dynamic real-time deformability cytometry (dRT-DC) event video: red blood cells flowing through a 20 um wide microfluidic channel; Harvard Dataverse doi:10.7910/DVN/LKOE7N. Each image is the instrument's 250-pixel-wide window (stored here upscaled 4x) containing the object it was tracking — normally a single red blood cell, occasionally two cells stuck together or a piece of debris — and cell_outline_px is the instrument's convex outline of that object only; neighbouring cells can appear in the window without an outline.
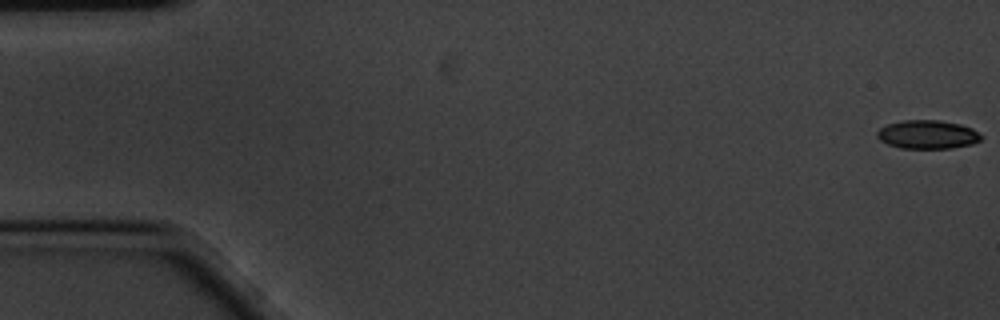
{"species": "common noctule bat (a hibernating species)", "species_latin": "Nyctalus noctula", "temperature_condition": "cold", "stored_images_in_passage": 58, "camera_frame_rate_fps": 3000, "um_per_image_px": 0.085, "animal": {"sex": "male", "body_mass_g": 20.1, "forearm_length_mm": 53.5}, "frame": {"image": 1, "passage_image": 1, "time_ms": 0.0, "image_size_px": [1000, 320], "cell_outline_px": [[984, 136], [980, 140], [972, 144], [952, 148], [900, 148], [888, 144], [880, 140], [876, 136], [876, 132], [880, 128], [888, 124], [900, 120], [940, 120], [960, 124], [972, 128]], "centroid_in_image_um": [78.84, 11.43], "position_along_channel_um": 6.2, "area_um2": 17.46}}
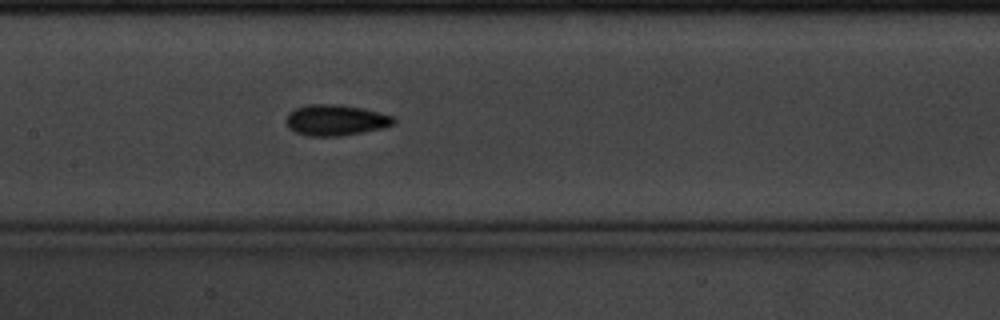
{"frame": {"image": 2, "passage_image": 28, "time_ms": 9.0, "image_size_px": [1000, 320], "cell_outline_px": [[396, 124], [384, 128], [340, 136], [308, 136], [296, 132], [288, 128], [284, 120], [288, 112], [296, 108], [308, 104], [340, 104], [364, 108], [392, 116], [396, 120]], "centroid_in_image_um": [28.52, 10.2], "position_along_channel_um": 178.9, "area_um2": 19.65}}
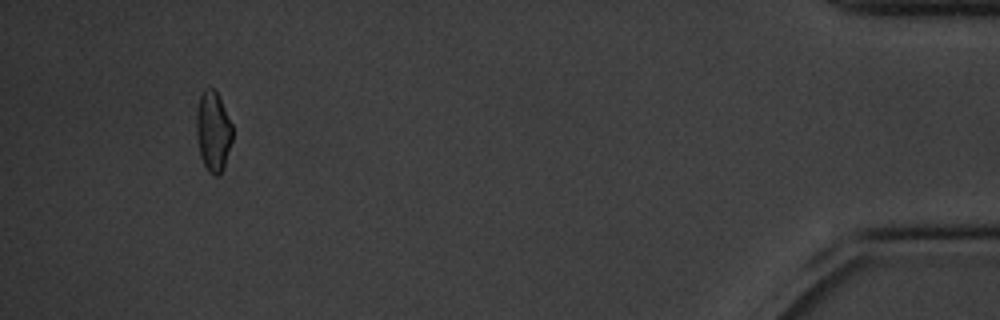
{"frame": {"image": 3, "passage_image": 55, "time_ms": 18.0, "image_size_px": [1000, 320], "cell_outline_px": [[232, 140], [224, 164], [220, 172], [216, 176], [208, 172], [200, 156], [196, 132], [196, 108], [200, 96], [204, 88], [212, 88], [216, 92], [232, 124]], "centroid_in_image_um": [18.09, 11.14], "position_along_channel_um": 417.1, "area_um2": 16.59}, "authors_computed_cell_mechanics": {"area_um2": 17.8024, "velocity_mm_per_s": 3.4374, "shape_relaxation_time_tau1_ms": 4.3109, "shape_relaxation_time_tau2_ms": null, "deformation_change_tau1": 0.0875, "deformation_change_tau2": null}}